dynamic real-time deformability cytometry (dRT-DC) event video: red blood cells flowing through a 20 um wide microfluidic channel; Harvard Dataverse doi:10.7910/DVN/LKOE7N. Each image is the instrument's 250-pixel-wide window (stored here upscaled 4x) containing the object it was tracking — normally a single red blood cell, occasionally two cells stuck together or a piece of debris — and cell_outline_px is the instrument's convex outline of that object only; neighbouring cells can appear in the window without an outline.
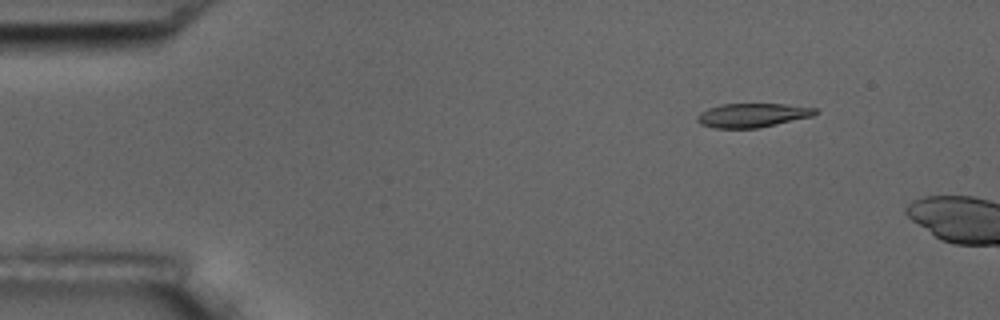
{"species": "common noctule bat (a hibernating species)", "species_latin": "Nyctalus noctula", "temperature_condition": "room temperature", "stored_images_in_passage": 4, "camera_frame_rate_fps": 3000, "um_per_image_px": 0.085, "animal": {"sex": "male", "body_mass_g": 17.5, "forearm_length_mm": 52.3}, "frame": {"image": 1, "passage_image": 2, "time_ms": 0.333, "image_size_px": [1000, 320], "cell_outline_px": [[820, 112], [812, 116], [776, 124], [756, 128], [716, 128], [700, 124], [696, 120], [696, 116], [700, 112], [708, 108], [720, 104], [784, 104], [816, 108]], "centroid_in_image_um": [63.93, 9.79], "position_along_channel_um": 21.1, "area_um2": 16.47}}